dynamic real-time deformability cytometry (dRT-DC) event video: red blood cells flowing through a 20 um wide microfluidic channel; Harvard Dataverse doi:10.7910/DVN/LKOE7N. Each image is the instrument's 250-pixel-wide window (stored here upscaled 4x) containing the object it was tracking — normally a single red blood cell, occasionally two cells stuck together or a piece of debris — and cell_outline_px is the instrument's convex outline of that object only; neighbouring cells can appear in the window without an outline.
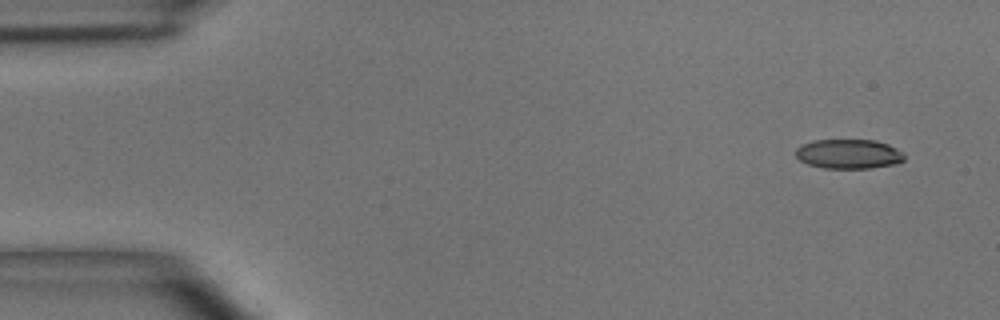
{"species": "common noctule bat (a hibernating species)", "species_latin": "Nyctalus noctula", "temperature_condition": "room temperature", "stored_images_in_passage": 5, "segment_of_instrument_passage": [1, 2], "camera_frame_rate_fps": 3000, "um_per_image_px": 0.085, "animal": {"sex": "male", "body_mass_g": 15.6}, "frame": {"image": 1, "passage_image": 1, "time_ms": 0.0, "image_size_px": [1000, 320], "cell_outline_px": [[904, 160], [896, 164], [872, 168], [824, 168], [808, 164], [800, 160], [796, 156], [796, 148], [812, 140], [876, 140], [888, 144], [896, 148], [904, 156]], "centroid_in_image_um": [72.14, 13.09], "position_along_channel_um": 12.9, "area_um2": 18.61}}
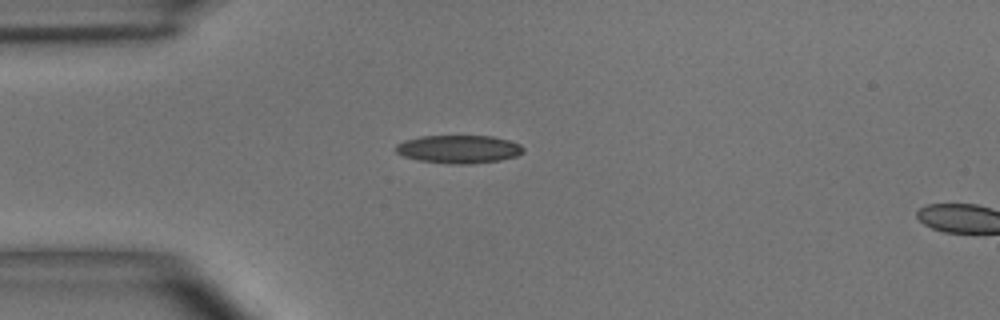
{"frame": {"image": 2, "passage_image": 4, "time_ms": 3.333, "image_size_px": [1000, 320], "cell_outline_px": [[524, 152], [516, 156], [500, 160], [468, 164], [452, 164], [420, 160], [404, 156], [396, 152], [396, 144], [404, 140], [420, 136], [492, 136], [508, 140], [520, 144], [524, 148]], "centroid_in_image_um": [39.0, 12.67], "position_along_channel_um": 46.0, "area_um2": 20.81}}